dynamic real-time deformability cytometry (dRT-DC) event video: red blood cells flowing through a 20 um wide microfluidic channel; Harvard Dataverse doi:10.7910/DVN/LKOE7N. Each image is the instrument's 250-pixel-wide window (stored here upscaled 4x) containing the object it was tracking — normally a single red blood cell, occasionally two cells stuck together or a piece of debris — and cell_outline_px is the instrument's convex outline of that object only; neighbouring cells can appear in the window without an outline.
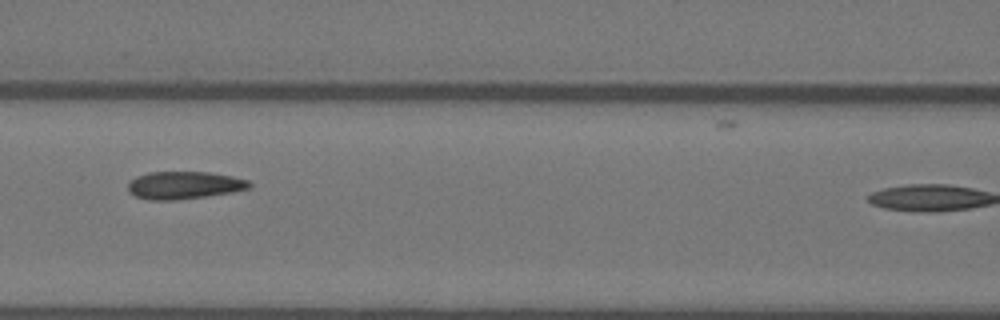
{"species": "Egyptian fruit bat (a non-hibernating species)", "species_latin": "Rousettus aegyptiacus", "temperature_condition": "warm", "stored_images_in_passage": 7, "camera_frame_rate_fps": 3000, "um_per_image_px": 0.085, "animal": {"sex": "female"}, "frame": {"image": 1, "passage_image": 6, "time_ms": 1.667, "image_size_px": [1000, 320], "cell_outline_px": [[252, 188], [232, 192], [176, 200], [148, 200], [136, 196], [128, 192], [128, 184], [136, 176], [148, 172], [208, 172], [232, 176], [248, 180], [252, 184]], "centroid_in_image_um": [15.66, 15.74], "position_along_channel_um": 150.9, "area_um2": 19.54}}